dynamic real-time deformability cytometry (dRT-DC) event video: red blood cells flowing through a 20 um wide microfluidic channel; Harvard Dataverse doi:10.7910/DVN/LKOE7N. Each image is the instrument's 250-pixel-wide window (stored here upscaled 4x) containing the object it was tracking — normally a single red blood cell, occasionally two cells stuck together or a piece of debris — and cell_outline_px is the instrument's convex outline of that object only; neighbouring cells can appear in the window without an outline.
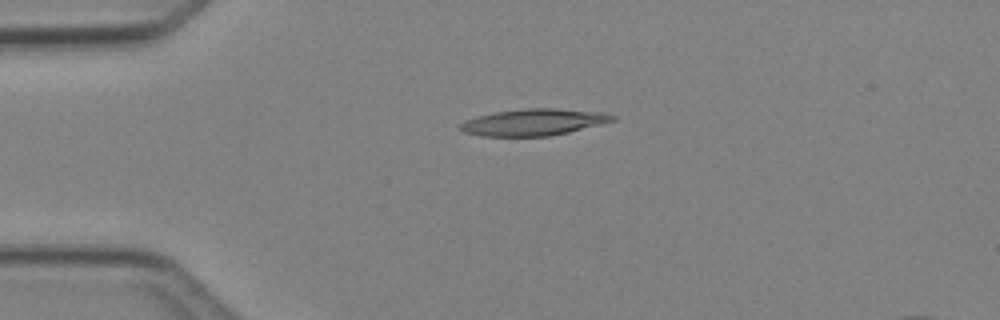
{"species": "Egyptian fruit bat (a non-hibernating species)", "species_latin": "Rousettus aegyptiacus", "temperature_condition": "cold", "stored_images_in_passage": 5, "camera_frame_rate_fps": 3000, "um_per_image_px": 0.085, "animal": {"sex": "female"}, "frame": {"image": 1, "passage_image": 3, "time_ms": 3.0, "image_size_px": [1000, 320], "cell_outline_px": [[616, 120], [568, 132], [548, 136], [480, 136], [464, 132], [460, 128], [460, 124], [476, 116], [496, 112], [524, 108], [556, 108], [604, 112], [616, 116]], "centroid_in_image_um": [45.38, 10.38], "position_along_channel_um": 39.6, "area_um2": 23.52}}
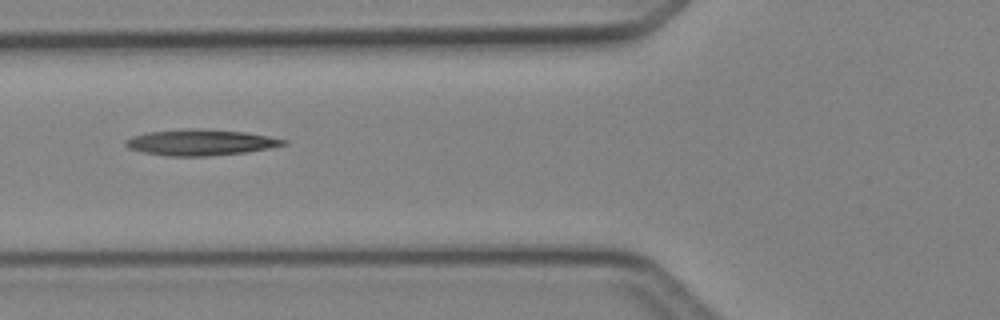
{"frame": {"image": 2, "passage_image": 5, "time_ms": 5.333, "image_size_px": [1000, 320], "cell_outline_px": [[288, 144], [268, 148], [244, 152], [208, 156], [168, 156], [144, 152], [128, 148], [124, 144], [124, 140], [132, 136], [148, 132], [188, 128], [192, 128], [244, 132], [268, 136], [288, 140]], "centroid_in_image_um": [17.02, 12.1], "position_along_channel_um": 108.8, "area_um2": 23.76}}